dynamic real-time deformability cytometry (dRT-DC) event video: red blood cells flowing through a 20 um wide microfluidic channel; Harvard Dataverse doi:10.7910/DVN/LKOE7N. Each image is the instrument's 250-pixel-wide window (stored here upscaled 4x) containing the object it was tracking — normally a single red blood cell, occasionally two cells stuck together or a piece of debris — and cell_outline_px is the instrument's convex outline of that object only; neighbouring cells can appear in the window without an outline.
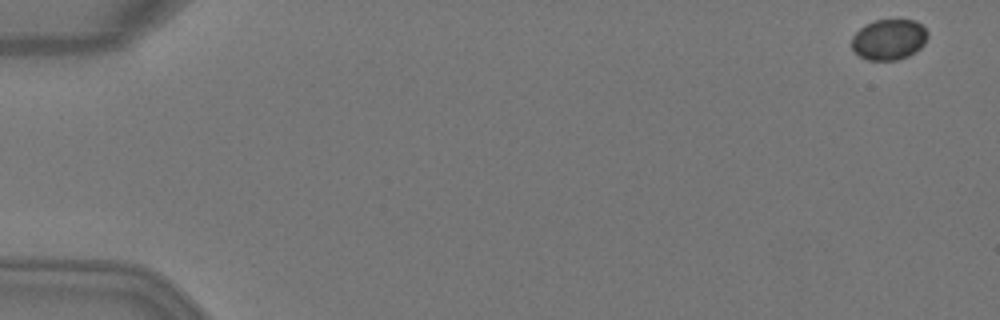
{"species": "Egyptian fruit bat (a non-hibernating species)", "species_latin": "Rousettus aegyptiacus", "temperature_condition": "warm", "stored_images_in_passage": 2, "camera_frame_rate_fps": 3000, "um_per_image_px": 0.085, "animal": {"sex": "female"}, "frame": {"image": 1, "passage_image": 1, "time_ms": 0.0, "image_size_px": [1000, 320], "cell_outline_px": [[928, 36], [924, 44], [916, 52], [908, 56], [896, 60], [868, 60], [860, 56], [852, 48], [852, 36], [860, 28], [876, 20], [916, 20], [928, 32]], "centroid_in_image_um": [75.58, 3.36], "position_along_channel_um": 9.4, "area_um2": 17.92}}